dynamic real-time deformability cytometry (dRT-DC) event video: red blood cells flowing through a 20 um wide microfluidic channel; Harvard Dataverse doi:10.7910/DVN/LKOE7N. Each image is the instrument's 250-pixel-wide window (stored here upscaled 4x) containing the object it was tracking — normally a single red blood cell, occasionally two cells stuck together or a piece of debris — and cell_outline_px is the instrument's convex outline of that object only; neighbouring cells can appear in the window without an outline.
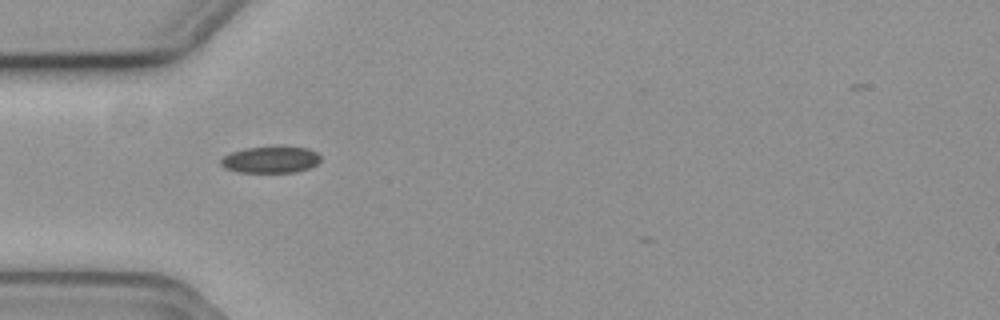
{"species": "common noctule bat (a hibernating species)", "species_latin": "Nyctalus noctula", "temperature_condition": "cold", "stored_images_in_passage": 36, "camera_frame_rate_fps": 3000, "um_per_image_px": 0.085, "animal": {"sex": "female", "body_mass_g": 19.3, "forearm_length_mm": 54.1}, "frame": {"image": 1, "passage_image": 1, "time_ms": 0.0, "image_size_px": [1000, 320], "cell_outline_px": [[320, 160], [316, 164], [308, 168], [296, 172], [240, 172], [224, 168], [220, 164], [220, 160], [224, 156], [232, 152], [244, 148], [280, 144], [308, 148], [316, 152], [320, 156]], "centroid_in_image_um": [23.01, 13.53], "position_along_channel_um": 62.0, "area_um2": 15.95}}
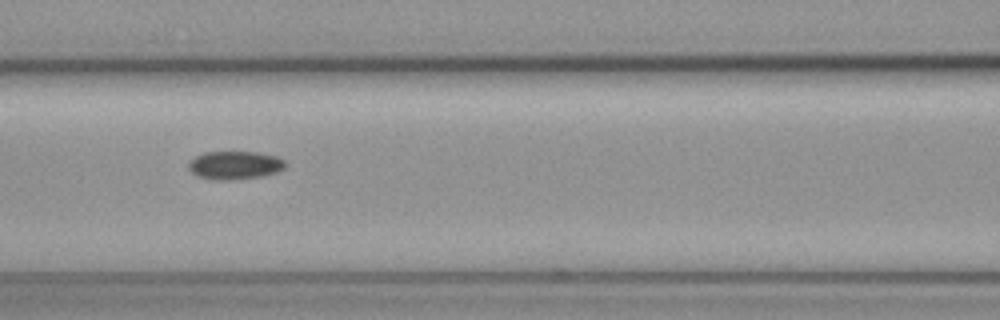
{"frame": {"image": 2, "passage_image": 8, "time_ms": 2.333, "image_size_px": [1000, 320], "cell_outline_px": [[288, 164], [284, 168], [276, 172], [260, 176], [224, 180], [216, 180], [200, 176], [192, 172], [188, 168], [188, 164], [196, 156], [204, 152], [256, 152], [276, 156], [284, 160]], "centroid_in_image_um": [19.98, 14.03], "position_along_channel_um": 146.6, "area_um2": 15.66}}
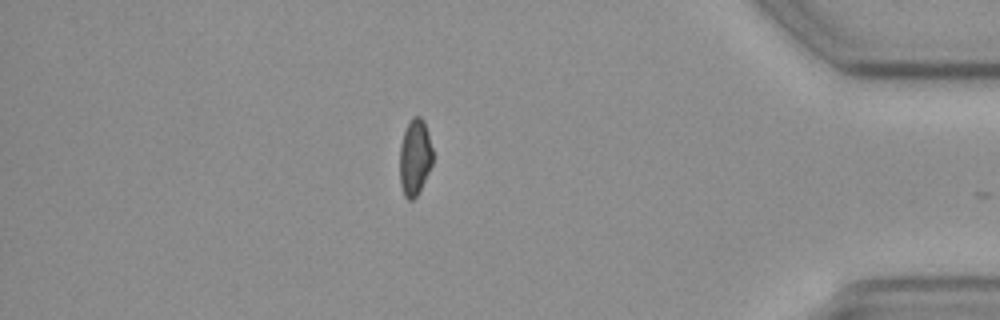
{"frame": {"image": 3, "passage_image": 32, "time_ms": 10.333, "image_size_px": [1000, 320], "cell_outline_px": [[432, 164], [416, 196], [412, 200], [408, 200], [404, 196], [400, 184], [400, 144], [404, 132], [412, 116], [420, 116], [424, 120], [428, 132], [432, 148]], "centroid_in_image_um": [35.25, 13.35], "position_along_channel_um": 399.9, "area_um2": 14.57}}